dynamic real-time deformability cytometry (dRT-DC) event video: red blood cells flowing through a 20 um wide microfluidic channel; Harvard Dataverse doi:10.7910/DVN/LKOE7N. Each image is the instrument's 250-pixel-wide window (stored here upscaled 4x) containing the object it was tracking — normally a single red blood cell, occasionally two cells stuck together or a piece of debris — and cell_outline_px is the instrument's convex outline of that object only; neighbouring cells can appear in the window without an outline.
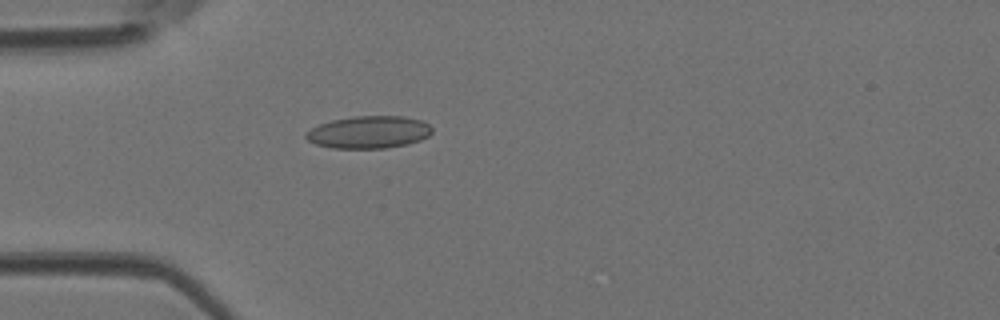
{"species": "Egyptian fruit bat (a non-hibernating species)", "species_latin": "Rousettus aegyptiacus", "temperature_condition": "room temperature", "stored_images_in_passage": 40, "camera_frame_rate_fps": 3000, "um_per_image_px": 0.085, "animal": {"sex": "female"}, "frame": {"image": 1, "passage_image": 8, "time_ms": 2.333, "image_size_px": [1000, 320], "cell_outline_px": [[432, 132], [428, 136], [420, 140], [408, 144], [384, 148], [332, 148], [316, 144], [308, 140], [304, 136], [312, 128], [320, 124], [332, 120], [356, 116], [404, 116], [420, 120], [428, 124], [432, 128]], "centroid_in_image_um": [31.37, 11.23], "position_along_channel_um": 53.6, "area_um2": 23.64}}
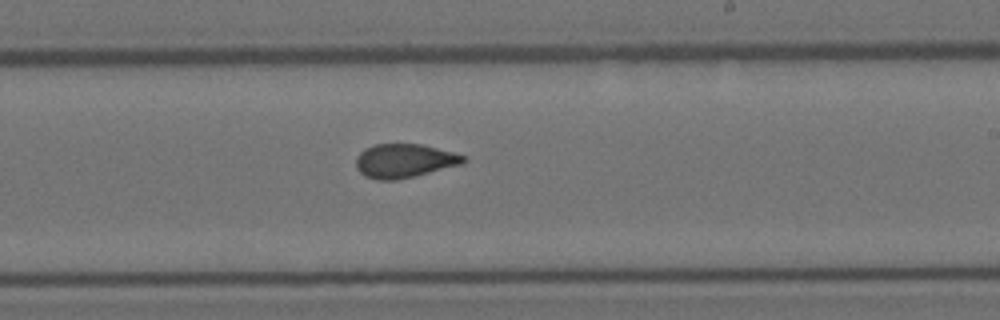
{"frame": {"image": 2, "passage_image": 22, "time_ms": 7.0, "image_size_px": [1000, 320], "cell_outline_px": [[464, 160], [460, 164], [416, 176], [396, 180], [376, 180], [364, 176], [356, 168], [356, 156], [364, 148], [372, 144], [420, 144], [452, 152], [464, 156]], "centroid_in_image_um": [34.28, 13.67], "position_along_channel_um": 254.7, "area_um2": 21.1}}
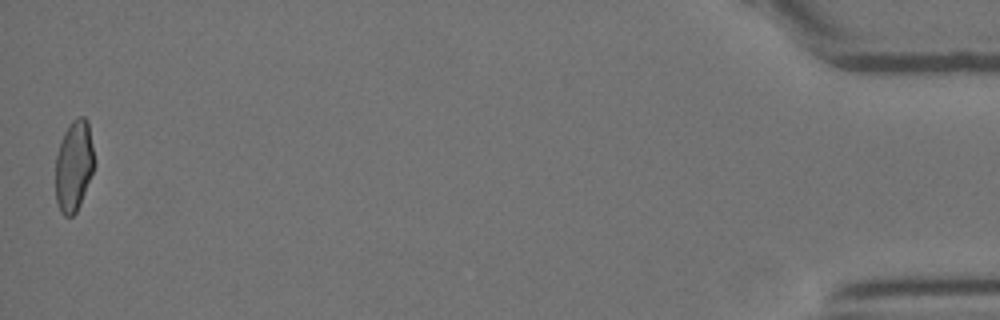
{"frame": {"image": 3, "passage_image": 40, "time_ms": 13.0, "image_size_px": [1000, 320], "cell_outline_px": [[92, 172], [80, 204], [76, 212], [72, 216], [64, 216], [60, 212], [56, 200], [56, 156], [60, 140], [68, 124], [72, 120], [80, 116], [84, 116], [88, 120], [92, 144]], "centroid_in_image_um": [6.25, 14.08], "position_along_channel_um": 429.0, "area_um2": 20.29}}